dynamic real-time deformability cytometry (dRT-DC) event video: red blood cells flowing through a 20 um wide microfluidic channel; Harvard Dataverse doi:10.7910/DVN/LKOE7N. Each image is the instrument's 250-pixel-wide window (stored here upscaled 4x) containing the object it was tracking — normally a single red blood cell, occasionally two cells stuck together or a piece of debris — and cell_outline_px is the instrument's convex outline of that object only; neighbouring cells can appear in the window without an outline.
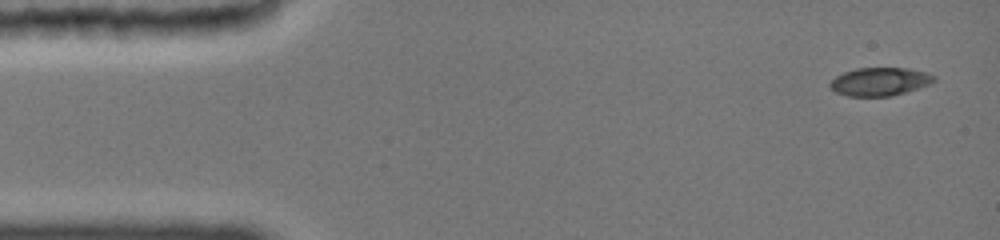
{"species": "common noctule bat (a hibernating species)", "species_latin": "Nyctalus noctula", "temperature_condition": "cold", "stored_images_in_passage": 16, "camera_frame_rate_fps": 3000, "um_per_image_px": 0.085, "animal": {"sex": "female", "body_mass_g": 19.0, "forearm_length_mm": 51.5}, "frame": {"image": 1, "passage_image": 1, "time_ms": 0.0, "image_size_px": [1000, 240], "cell_outline_px": [[936, 80], [928, 84], [892, 96], [848, 96], [836, 92], [828, 84], [836, 76], [844, 72], [856, 68], [908, 68], [924, 72], [936, 76]], "centroid_in_image_um": [74.76, 6.93], "position_along_channel_um": 10.2, "area_um2": 16.88}}
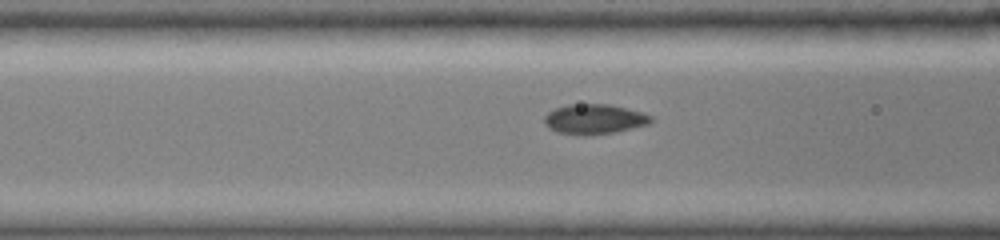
{"frame": {"image": 2, "passage_image": 14, "time_ms": 5.333, "image_size_px": [1000, 240], "cell_outline_px": [[652, 120], [648, 124], [612, 132], [560, 132], [552, 128], [544, 120], [544, 116], [548, 112], [556, 108], [568, 104], [608, 104], [644, 112], [652, 116]], "centroid_in_image_um": [50.57, 10.06], "position_along_channel_um": 116.0, "area_um2": 17.51}}
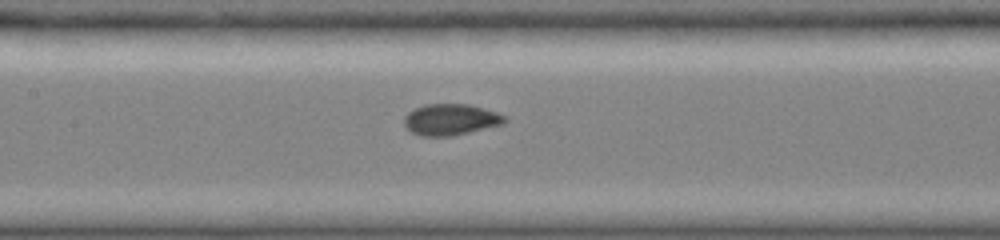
{"frame": {"image": 3, "passage_image": 16, "time_ms": 6.667, "image_size_px": [1000, 240], "cell_outline_px": [[508, 120], [500, 124], [468, 132], [448, 136], [424, 136], [412, 132], [404, 124], [404, 116], [408, 112], [424, 104], [468, 104], [496, 112], [504, 116]], "centroid_in_image_um": [38.27, 10.15], "position_along_channel_um": 169.1, "area_um2": 17.92}}